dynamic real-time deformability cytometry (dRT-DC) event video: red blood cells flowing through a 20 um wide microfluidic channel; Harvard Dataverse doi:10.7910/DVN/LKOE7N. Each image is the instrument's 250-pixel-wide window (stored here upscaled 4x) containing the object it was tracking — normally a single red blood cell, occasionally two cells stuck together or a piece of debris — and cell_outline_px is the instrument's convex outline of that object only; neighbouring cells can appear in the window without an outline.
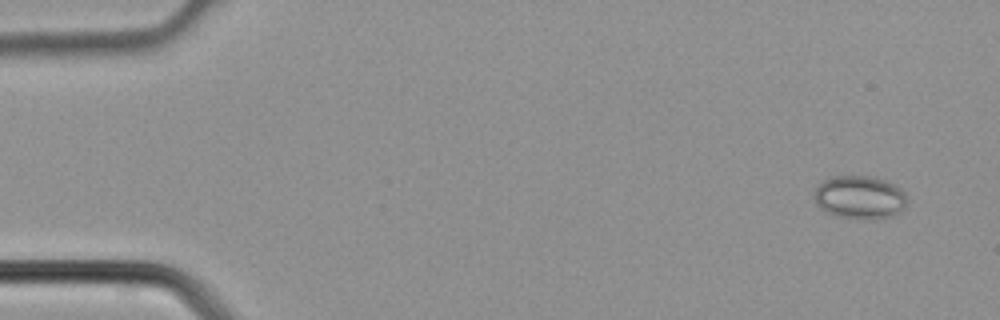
{"species": "common noctule bat (a hibernating species)", "species_latin": "Nyctalus noctula", "temperature_condition": "cold", "stored_images_in_passage": 3, "camera_frame_rate_fps": 3000, "um_per_image_px": 0.085, "animal": {"sex": "male", "body_mass_g": 21.5, "forearm_length_mm": 52.0}, "frame": {"image": 1, "passage_image": 1, "time_ms": 0.0, "image_size_px": [1000, 320], "cell_outline_px": [[908, 196], [904, 208], [900, 212], [892, 216], [880, 220], [836, 216], [820, 208], [816, 204], [816, 188], [824, 180], [832, 176], [868, 176], [884, 180], [900, 188]], "centroid_in_image_um": [73.12, 16.78], "position_along_channel_um": 11.9, "area_um2": 23.29}}